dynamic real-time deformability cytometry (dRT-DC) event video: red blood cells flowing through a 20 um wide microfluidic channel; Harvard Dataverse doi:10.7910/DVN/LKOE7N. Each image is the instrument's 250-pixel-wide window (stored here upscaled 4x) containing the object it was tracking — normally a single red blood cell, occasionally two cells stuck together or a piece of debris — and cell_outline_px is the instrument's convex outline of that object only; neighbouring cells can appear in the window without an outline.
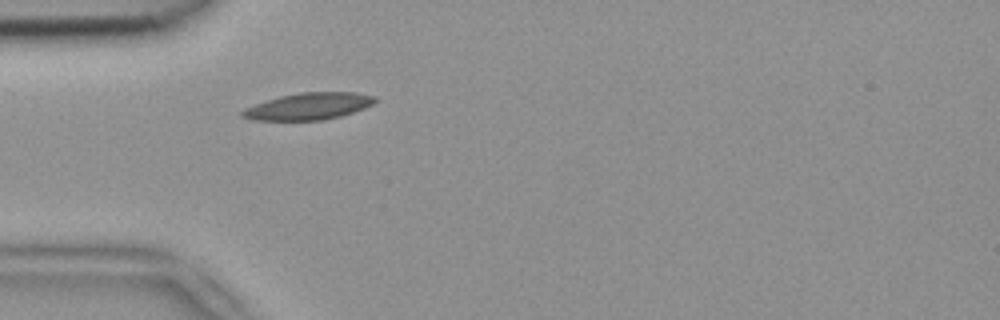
{"species": "common noctule bat (a hibernating species)", "species_latin": "Nyctalus noctula", "temperature_condition": "room temperature", "stored_images_in_passage": 37, "camera_frame_rate_fps": 3000, "um_per_image_px": 0.085, "animal": {"sex": "female", "body_mass_g": 18.4}, "frame": {"image": 1, "passage_image": 1, "time_ms": 0.0, "image_size_px": [1000, 320], "cell_outline_px": [[380, 100], [364, 108], [340, 116], [324, 120], [252, 120], [240, 116], [240, 112], [244, 108], [280, 96], [300, 92], [356, 92], [376, 96]], "centroid_in_image_um": [26.25, 9.03], "position_along_channel_um": 58.7, "area_um2": 20.81}}
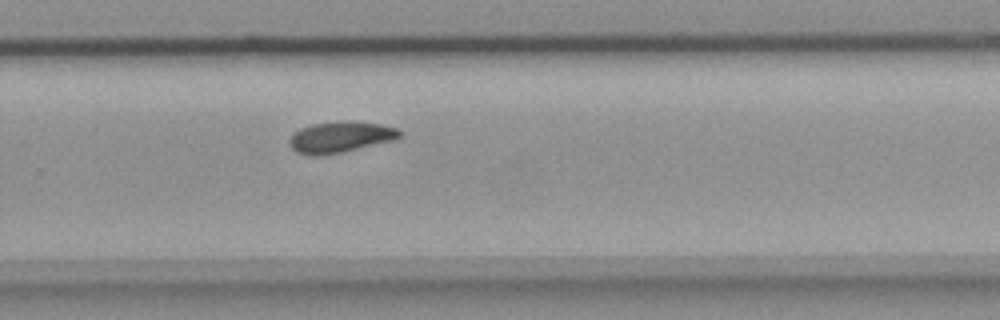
{"frame": {"image": 2, "passage_image": 20, "time_ms": 6.333, "image_size_px": [1000, 320], "cell_outline_px": [[400, 136], [392, 140], [340, 152], [316, 156], [308, 156], [296, 152], [292, 148], [288, 140], [300, 128], [312, 124], [380, 124], [396, 128], [400, 132]], "centroid_in_image_um": [28.85, 11.71], "position_along_channel_um": 301.0, "area_um2": 18.61}}
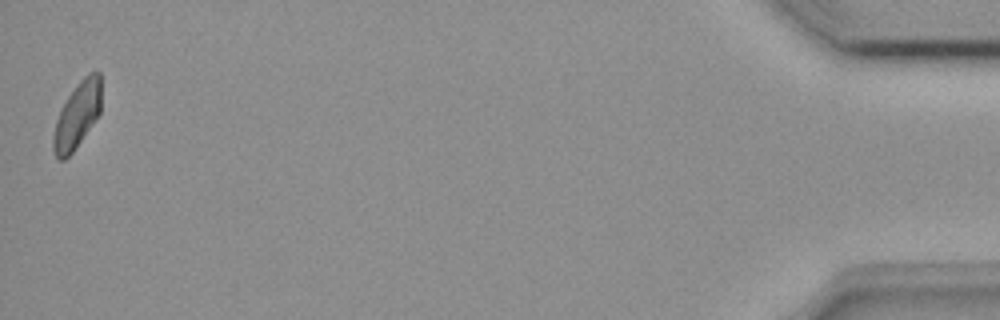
{"frame": {"image": 3, "passage_image": 37, "time_ms": 12.0, "image_size_px": [1000, 320], "cell_outline_px": [[104, 76], [100, 112], [72, 152], [64, 160], [60, 160], [56, 156], [52, 148], [52, 136], [56, 120], [68, 96], [80, 80], [88, 72], [100, 72]], "centroid_in_image_um": [6.6, 9.72], "position_along_channel_um": 428.6, "area_um2": 18.55}, "authors_computed_cell_mechanics": {"area_um2": 19.5942, "velocity_mm_per_s": 3.8872, "shape_relaxation_time_tau1_ms": 11.0131, "shape_relaxation_time_tau2_ms": null, "deformation_change_tau1": 0.1735, "deformation_change_tau2": null}}